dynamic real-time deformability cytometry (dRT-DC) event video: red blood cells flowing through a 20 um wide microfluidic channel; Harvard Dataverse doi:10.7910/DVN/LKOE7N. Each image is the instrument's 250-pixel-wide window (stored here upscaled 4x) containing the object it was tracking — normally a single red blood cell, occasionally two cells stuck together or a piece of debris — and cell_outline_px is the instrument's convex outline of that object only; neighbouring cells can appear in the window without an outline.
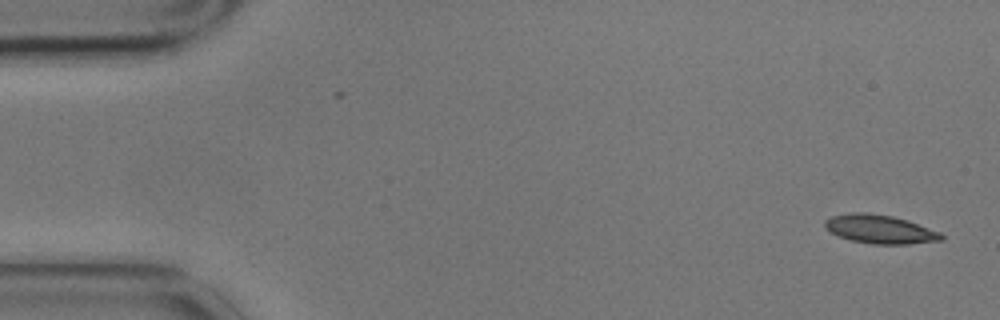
{"species": "common noctule bat (a hibernating species)", "species_latin": "Nyctalus noctula", "temperature_condition": "cold", "stored_images_in_passage": 2, "camera_frame_rate_fps": 3000, "um_per_image_px": 0.085, "animal": {"sex": "male", "body_mass_g": 17.9}, "frame": {"image": 1, "passage_image": 2, "time_ms": 0.333, "image_size_px": [1000, 320], "cell_outline_px": [[944, 240], [908, 244], [872, 244], [852, 240], [840, 236], [824, 228], [824, 220], [832, 216], [852, 212], [864, 212], [892, 216], [908, 220], [940, 232], [944, 236]], "centroid_in_image_um": [74.81, 19.48], "position_along_channel_um": 10.2, "area_um2": 19.42}}